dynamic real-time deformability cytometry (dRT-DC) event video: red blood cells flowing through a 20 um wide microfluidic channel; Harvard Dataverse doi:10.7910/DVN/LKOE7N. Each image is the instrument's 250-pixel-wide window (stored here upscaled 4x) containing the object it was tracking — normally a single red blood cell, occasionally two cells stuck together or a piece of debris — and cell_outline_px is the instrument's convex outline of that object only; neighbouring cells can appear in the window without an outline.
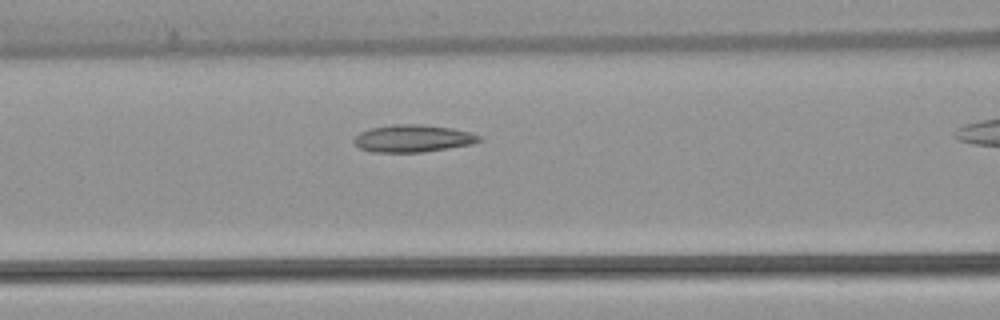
{"species": "common noctule bat (a hibernating species)", "species_latin": "Nyctalus noctula", "temperature_condition": "warm", "stored_images_in_passage": 21, "camera_frame_rate_fps": 3000, "um_per_image_px": 0.085, "animal": {"sex": "female", "body_mass_g": 22.7, "forearm_length_mm": 54.2}, "frame": {"image": 1, "passage_image": 10, "time_ms": 3.0, "image_size_px": [1000, 320], "cell_outline_px": [[480, 140], [472, 144], [424, 152], [372, 152], [360, 148], [352, 140], [360, 132], [372, 128], [392, 124], [420, 124], [452, 128], [468, 132], [480, 136]], "centroid_in_image_um": [35.07, 11.77], "position_along_channel_um": 131.5, "area_um2": 19.77}}